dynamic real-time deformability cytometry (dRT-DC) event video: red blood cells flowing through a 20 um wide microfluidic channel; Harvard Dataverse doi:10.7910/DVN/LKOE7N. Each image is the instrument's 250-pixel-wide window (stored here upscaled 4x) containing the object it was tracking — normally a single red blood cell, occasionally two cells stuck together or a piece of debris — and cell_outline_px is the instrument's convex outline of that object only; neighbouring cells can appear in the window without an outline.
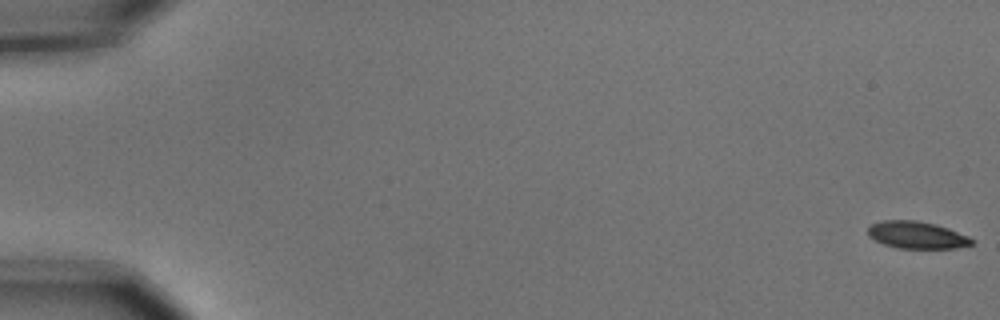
{"species": "common noctule bat (a hibernating species)", "species_latin": "Nyctalus noctula", "temperature_condition": "cold", "stored_images_in_passage": 10, "camera_frame_rate_fps": 3000, "um_per_image_px": 0.085, "animal": {"sex": "male", "body_mass_g": 15.6}, "frame": {"image": 1, "passage_image": 1, "time_ms": 0.0, "image_size_px": [1000, 320], "cell_outline_px": [[976, 240], [972, 244], [956, 248], [896, 248], [884, 244], [868, 236], [868, 228], [872, 224], [880, 220], [916, 220], [936, 224], [948, 228], [968, 236]], "centroid_in_image_um": [77.93, 19.97], "position_along_channel_um": 7.1, "area_um2": 16.47}}
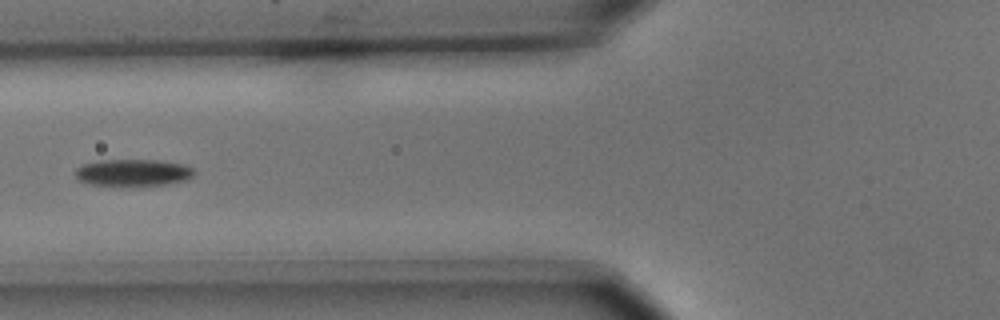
{"frame": {"image": 2, "passage_image": 7, "time_ms": 2.0, "image_size_px": [1000, 320], "cell_outline_px": [[196, 172], [192, 176], [184, 180], [164, 184], [140, 188], [128, 188], [88, 184], [76, 180], [76, 168], [84, 164], [100, 160], [160, 160], [184, 164], [192, 168]], "centroid_in_image_um": [11.28, 14.71], "position_along_channel_um": 114.5, "area_um2": 19.42}}
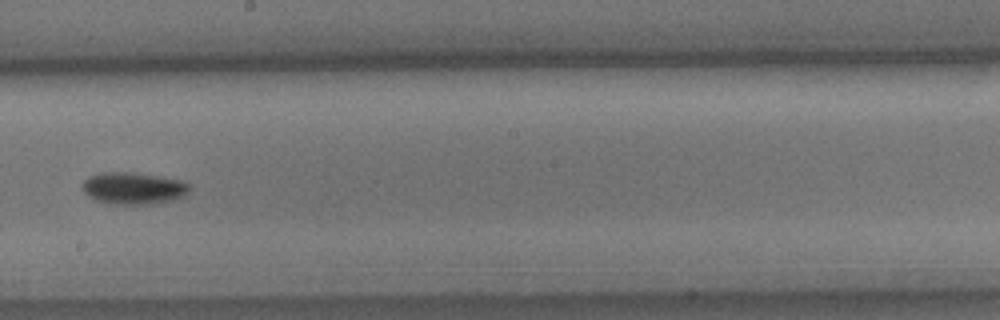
{"frame": {"image": 3, "passage_image": 10, "time_ms": 3.0, "image_size_px": [1000, 320], "cell_outline_px": [[188, 192], [184, 196], [172, 200], [156, 204], [108, 204], [96, 200], [88, 196], [84, 192], [84, 180], [88, 176], [100, 172], [128, 172], [184, 180], [188, 184]], "centroid_in_image_um": [11.33, 16.01], "position_along_channel_um": 236.9, "area_um2": 19.94}}